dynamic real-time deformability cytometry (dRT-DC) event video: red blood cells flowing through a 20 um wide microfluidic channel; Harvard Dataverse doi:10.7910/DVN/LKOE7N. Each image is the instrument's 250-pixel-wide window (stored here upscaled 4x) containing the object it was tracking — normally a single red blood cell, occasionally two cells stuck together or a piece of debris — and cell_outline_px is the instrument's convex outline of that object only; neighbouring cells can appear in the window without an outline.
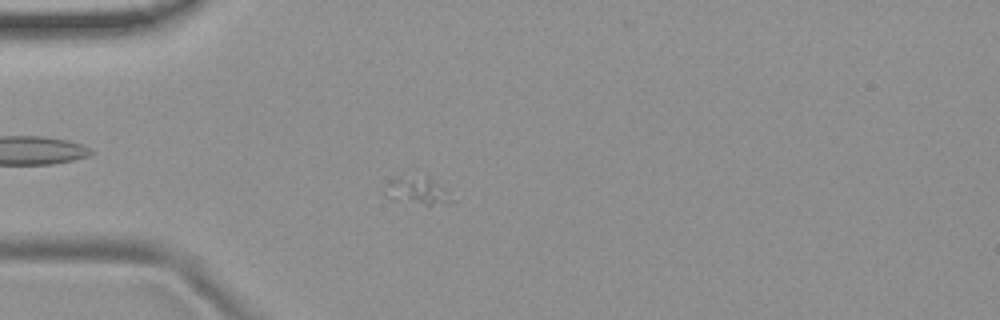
{"species": "common noctule bat (a hibernating species)", "species_latin": "Nyctalus noctula", "temperature_condition": "room temperature", "stored_images_in_passage": 55, "camera_frame_rate_fps": 3000, "um_per_image_px": 0.085, "animal": {"sex": "female", "body_mass_g": 19.9}, "frame": {"image": 1, "passage_image": 16, "time_ms": 5.0, "image_size_px": [1000, 320], "cell_outline_px": [[456, 200], [452, 204], [424, 204], [392, 200], [384, 192], [388, 180], [396, 176], [428, 176]], "centroid_in_image_um": [35.46, 16.21], "position_along_channel_um": 49.5, "area_um2": 10.75}}
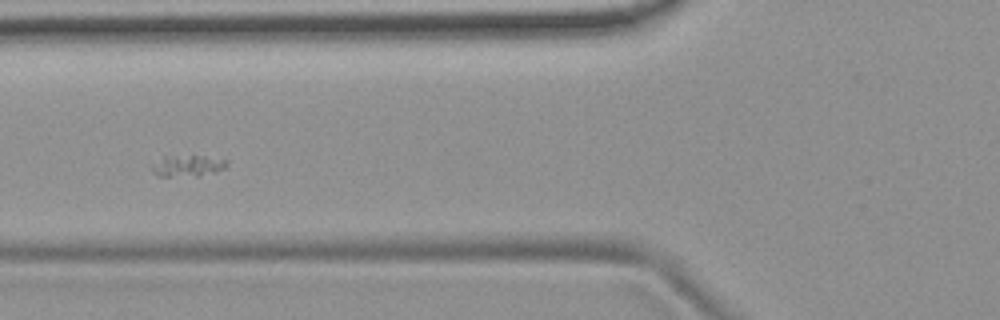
{"frame": {"image": 2, "passage_image": 22, "time_ms": 7.0, "image_size_px": [1000, 320], "cell_outline_px": [[228, 164], [224, 168], [216, 172], [200, 176], [160, 176], [152, 172], [148, 164], [164, 156], [192, 152], [228, 160]], "centroid_in_image_um": [15.92, 14.03], "position_along_channel_um": 109.9, "area_um2": 10.29}}
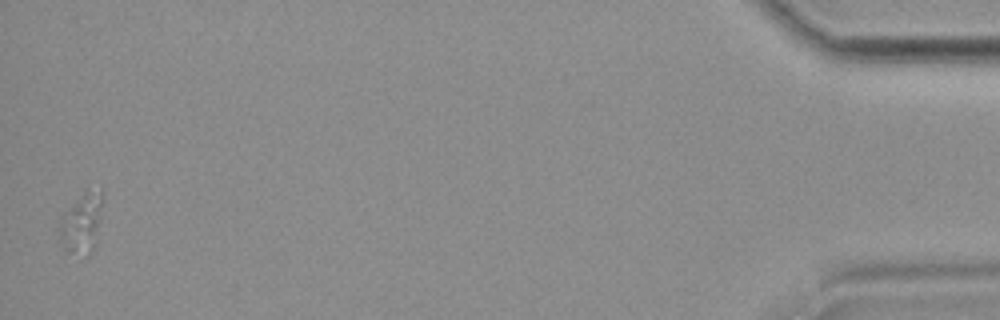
{"frame": {"image": 3, "passage_image": 55, "time_ms": 18.0, "image_size_px": [1000, 320], "cell_outline_px": [[104, 200], [100, 220], [92, 252], [88, 256], [64, 252], [60, 236], [60, 228], [64, 220], [72, 208], [88, 188], [100, 188], [104, 192]], "centroid_in_image_um": [7.04, 18.98], "position_along_channel_um": 428.2, "area_um2": 14.62}}